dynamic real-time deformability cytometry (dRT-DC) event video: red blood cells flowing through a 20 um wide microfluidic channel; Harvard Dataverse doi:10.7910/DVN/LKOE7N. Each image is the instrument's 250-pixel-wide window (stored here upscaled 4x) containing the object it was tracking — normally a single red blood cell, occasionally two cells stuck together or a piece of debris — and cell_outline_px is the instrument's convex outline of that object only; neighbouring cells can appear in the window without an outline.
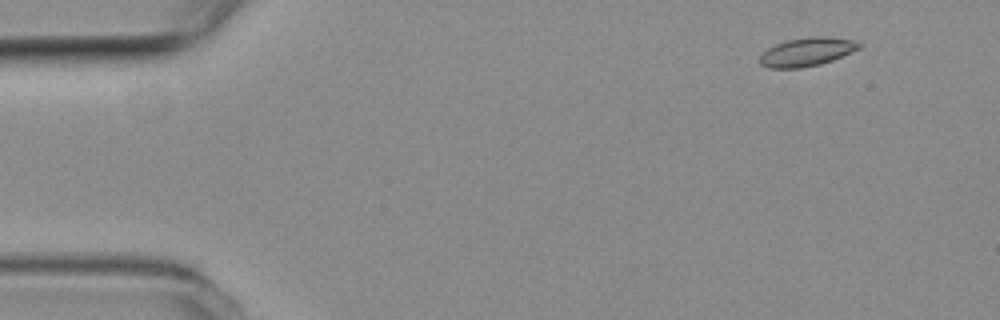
{"species": "common noctule bat (a hibernating species)", "species_latin": "Nyctalus noctula", "temperature_condition": "room temperature", "stored_images_in_passage": 55, "camera_frame_rate_fps": 3000, "um_per_image_px": 0.085, "animal": {"sex": "female", "body_mass_g": 19.3, "forearm_length_mm": 54.1}, "frame": {"image": 1, "passage_image": 5, "time_ms": 1.333, "image_size_px": [1000, 320], "cell_outline_px": [[864, 44], [860, 48], [852, 52], [832, 60], [820, 64], [800, 68], [768, 68], [760, 64], [760, 56], [768, 48], [776, 44], [788, 40], [812, 36], [828, 36], [856, 40]], "centroid_in_image_um": [68.63, 4.4], "position_along_channel_um": 16.4, "area_um2": 16.59}}
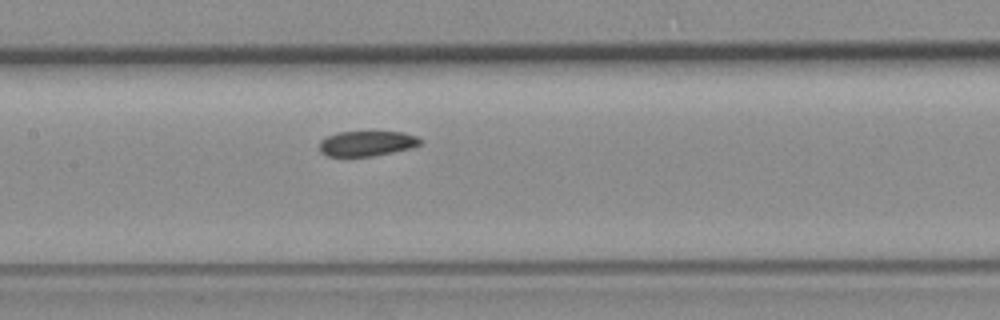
{"frame": {"image": 2, "passage_image": 26, "time_ms": 8.333, "image_size_px": [1000, 320], "cell_outline_px": [[420, 144], [412, 148], [372, 156], [328, 156], [320, 152], [320, 140], [328, 136], [340, 132], [404, 132], [416, 136], [420, 140]], "centroid_in_image_um": [31.17, 12.2], "position_along_channel_um": 176.2, "area_um2": 14.62}}
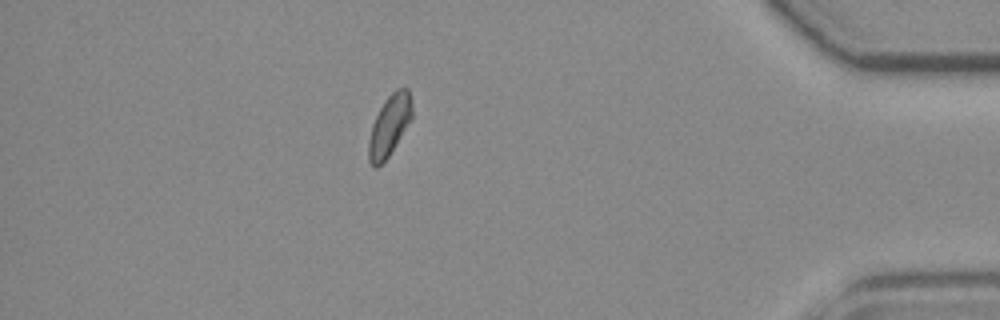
{"frame": {"image": 3, "passage_image": 48, "time_ms": 15.667, "image_size_px": [1000, 320], "cell_outline_px": [[412, 116], [388, 156], [376, 168], [372, 168], [368, 160], [368, 140], [372, 124], [384, 100], [396, 88], [408, 88], [412, 100]], "centroid_in_image_um": [33.07, 10.65], "position_along_channel_um": 402.1, "area_um2": 15.2}}